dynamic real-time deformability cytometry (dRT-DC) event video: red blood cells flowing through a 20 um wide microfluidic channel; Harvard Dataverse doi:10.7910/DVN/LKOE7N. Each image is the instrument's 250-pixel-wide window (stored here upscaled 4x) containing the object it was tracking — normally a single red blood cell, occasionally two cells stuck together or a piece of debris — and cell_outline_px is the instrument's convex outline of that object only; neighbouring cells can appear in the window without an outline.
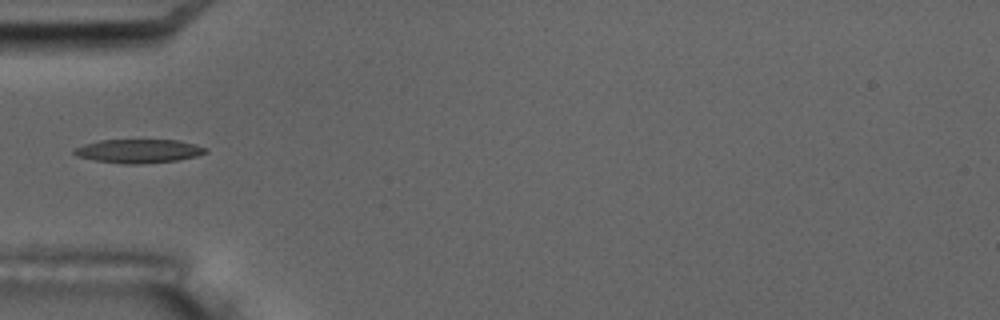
{"species": "common noctule bat (a hibernating species)", "species_latin": "Nyctalus noctula", "temperature_condition": "room temperature", "stored_images_in_passage": 15, "camera_frame_rate_fps": 3000, "um_per_image_px": 0.085, "animal": {"sex": "male", "body_mass_g": 17.5, "forearm_length_mm": 52.3}, "frame": {"image": 1, "passage_image": 5, "time_ms": 5.667, "image_size_px": [1000, 320], "cell_outline_px": [[208, 152], [196, 156], [176, 160], [136, 164], [124, 164], [96, 160], [76, 156], [72, 152], [72, 148], [84, 144], [100, 140], [176, 140], [196, 144], [208, 148]], "centroid_in_image_um": [11.76, 12.83], "position_along_channel_um": 73.2, "area_um2": 18.15}, "authors_computed_cell_mechanics": {"area_um2": 17.1666, "velocity_mm_per_s": 3.5305, "shape_relaxation_time_tau1_ms": 4.7076, "shape_relaxation_time_tau2_ms": 9.3224, "deformation_change_tau1": 0.1761, "deformation_change_tau2": 0.1624}}